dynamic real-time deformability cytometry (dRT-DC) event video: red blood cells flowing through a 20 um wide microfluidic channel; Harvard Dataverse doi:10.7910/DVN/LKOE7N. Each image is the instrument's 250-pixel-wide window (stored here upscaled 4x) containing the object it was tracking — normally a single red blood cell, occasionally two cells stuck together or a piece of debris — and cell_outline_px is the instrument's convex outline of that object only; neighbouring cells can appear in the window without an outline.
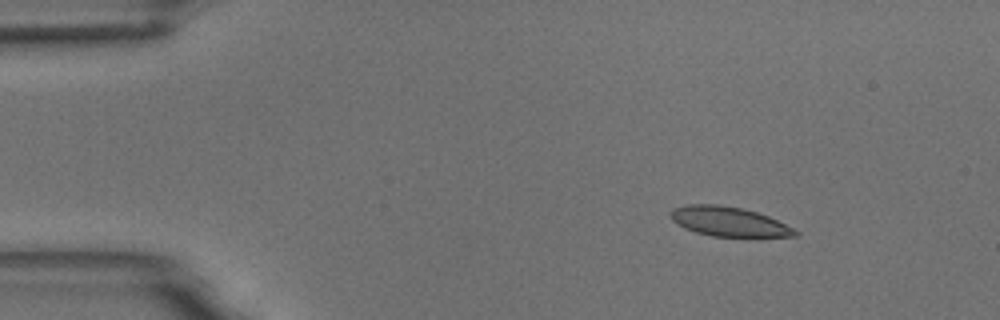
{"species": "common noctule bat (a hibernating species)", "species_latin": "Nyctalus noctula", "temperature_condition": "room temperature", "stored_images_in_passage": 3, "camera_frame_rate_fps": 3000, "um_per_image_px": 0.085, "animal": {"sex": "male", "body_mass_g": 18.8}, "frame": {"image": 1, "passage_image": 1, "time_ms": 0.0, "image_size_px": [1000, 320], "cell_outline_px": [[800, 232], [796, 236], [712, 236], [696, 232], [684, 228], [672, 220], [668, 216], [668, 212], [672, 208], [688, 204], [720, 204], [740, 208], [756, 212], [768, 216]], "centroid_in_image_um": [61.86, 18.82], "position_along_channel_um": 23.1, "area_um2": 21.27}}